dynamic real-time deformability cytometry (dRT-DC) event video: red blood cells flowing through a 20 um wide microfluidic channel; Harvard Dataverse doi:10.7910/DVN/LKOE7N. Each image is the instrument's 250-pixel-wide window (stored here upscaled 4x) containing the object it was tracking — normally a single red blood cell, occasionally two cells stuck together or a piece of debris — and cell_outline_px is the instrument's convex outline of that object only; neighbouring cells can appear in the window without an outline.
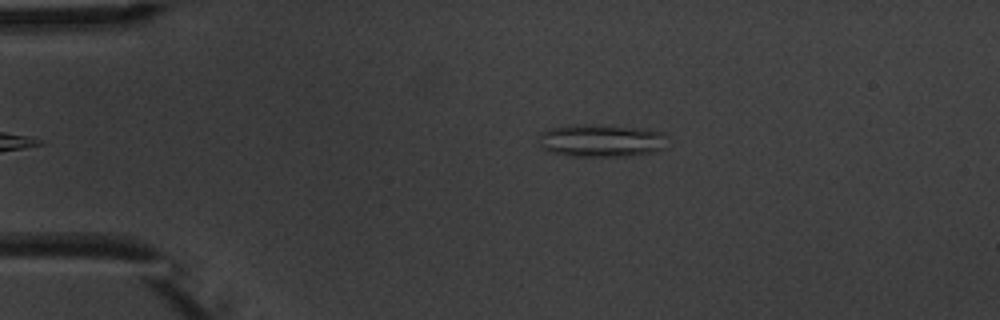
{"species": "common noctule bat (a hibernating species)", "species_latin": "Nyctalus noctula", "temperature_condition": "warm", "stored_images_in_passage": 5, "camera_frame_rate_fps": 3000, "um_per_image_px": 0.085, "animal": {"sex": "male", "body_mass_g": 20.1, "forearm_length_mm": 53.5}, "frame": {"image": 1, "passage_image": 5, "time_ms": 5.333, "image_size_px": [1000, 320], "cell_outline_px": [[664, 148], [656, 152], [628, 156], [568, 156], [548, 152], [540, 144], [536, 136], [540, 132], [548, 128], [572, 124], [596, 124], [640, 128], [660, 132], [664, 136]], "centroid_in_image_um": [51.01, 11.94], "position_along_channel_um": 34.0, "area_um2": 24.85}}